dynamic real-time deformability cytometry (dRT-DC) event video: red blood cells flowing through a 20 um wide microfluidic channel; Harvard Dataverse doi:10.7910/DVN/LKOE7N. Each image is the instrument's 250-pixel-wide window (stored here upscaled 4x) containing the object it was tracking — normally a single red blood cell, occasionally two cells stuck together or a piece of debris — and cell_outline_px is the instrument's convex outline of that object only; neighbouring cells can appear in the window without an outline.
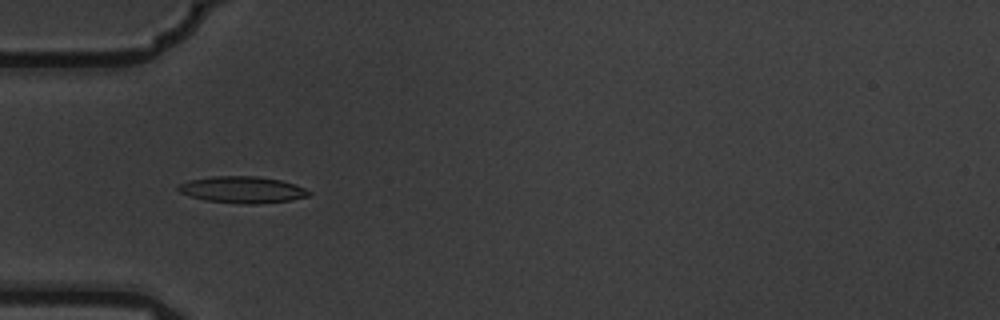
{"species": "common noctule bat (a hibernating species)", "species_latin": "Nyctalus noctula", "temperature_condition": "warm", "stored_images_in_passage": 8, "camera_frame_rate_fps": 3000, "um_per_image_px": 0.085, "animal": {"sex": "male", "body_mass_g": 19.5, "forearm_length_mm": 54.6}, "frame": {"image": 1, "passage_image": 3, "time_ms": 0.667, "image_size_px": [1000, 320], "cell_outline_px": [[312, 192], [308, 196], [292, 200], [256, 204], [244, 204], [204, 200], [180, 192], [176, 188], [180, 184], [188, 180], [212, 176], [256, 176], [280, 180], [296, 184]], "centroid_in_image_um": [20.62, 16.12], "position_along_channel_um": 64.4, "area_um2": 20.23}}
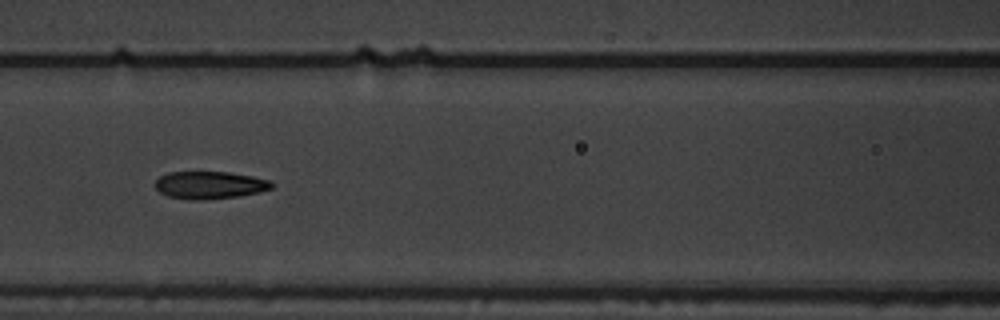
{"frame": {"image": 2, "passage_image": 5, "time_ms": 1.333, "image_size_px": [1000, 320], "cell_outline_px": [[276, 184], [272, 188], [260, 192], [240, 196], [204, 200], [192, 200], [168, 196], [160, 192], [156, 188], [156, 180], [160, 176], [168, 172], [228, 172], [252, 176], [268, 180]], "centroid_in_image_um": [17.85, 15.73], "position_along_channel_um": 148.7, "area_um2": 18.73}}
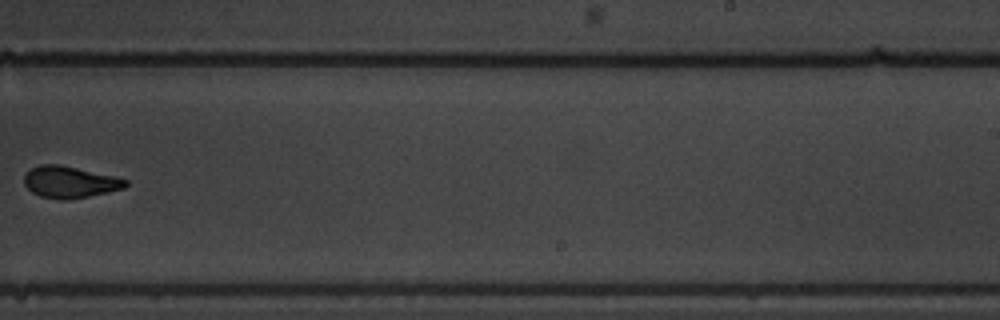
{"frame": {"image": 3, "passage_image": 8, "time_ms": 2.333, "image_size_px": [1000, 320], "cell_outline_px": [[128, 184], [124, 188], [108, 192], [68, 200], [60, 200], [40, 196], [32, 192], [24, 184], [24, 176], [32, 168], [40, 164], [60, 164], [116, 176], [128, 180]], "centroid_in_image_um": [5.95, 15.47], "position_along_channel_um": 283.1, "area_um2": 18.79}}